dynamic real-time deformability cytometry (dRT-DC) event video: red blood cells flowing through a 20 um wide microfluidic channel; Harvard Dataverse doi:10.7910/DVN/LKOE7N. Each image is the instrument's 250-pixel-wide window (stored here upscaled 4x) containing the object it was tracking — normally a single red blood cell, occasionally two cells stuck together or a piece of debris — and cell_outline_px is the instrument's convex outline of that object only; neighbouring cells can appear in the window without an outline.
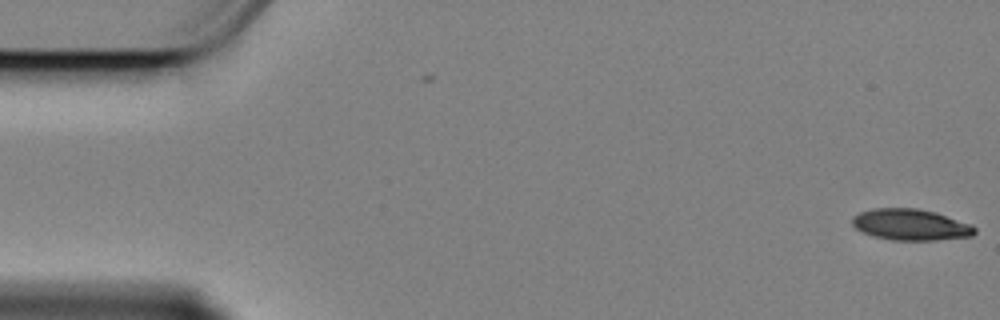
{"species": "Egyptian fruit bat (a non-hibernating species)", "species_latin": "Rousettus aegyptiacus", "temperature_condition": "cold", "stored_images_in_passage": 2, "camera_frame_rate_fps": 3000, "um_per_image_px": 0.085, "animal": {"sex": "female"}, "frame": {"image": 1, "passage_image": 2, "time_ms": 0.333, "image_size_px": [1000, 320], "cell_outline_px": [[976, 232], [972, 236], [936, 240], [892, 240], [872, 236], [856, 228], [852, 224], [852, 216], [860, 212], [872, 208], [916, 208], [936, 212], [972, 224], [976, 228]], "centroid_in_image_um": [77.42, 19.09], "position_along_channel_um": 7.6, "area_um2": 22.43}}